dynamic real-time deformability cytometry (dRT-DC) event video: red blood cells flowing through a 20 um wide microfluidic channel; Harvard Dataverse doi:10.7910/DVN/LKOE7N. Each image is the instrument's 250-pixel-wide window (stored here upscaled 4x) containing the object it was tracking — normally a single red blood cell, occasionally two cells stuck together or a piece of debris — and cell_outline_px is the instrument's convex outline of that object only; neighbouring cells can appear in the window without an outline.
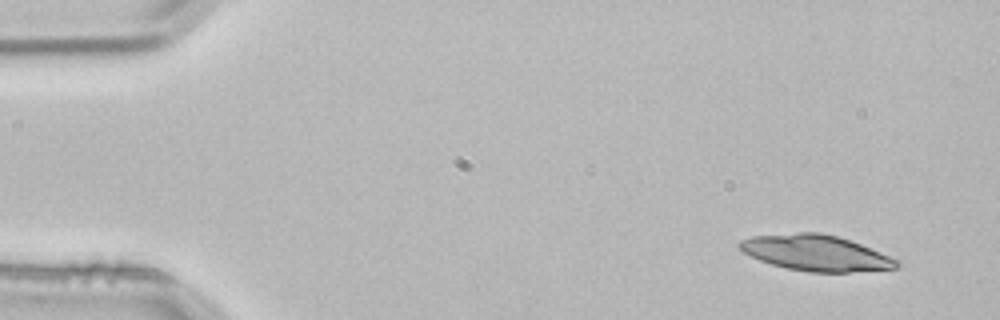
{"species": "common noctule bat (a hibernating species)", "species_latin": "Nyctalus noctula", "temperature_condition": "room temperature", "stored_images_in_passage": 4, "segment_of_instrument_passage": [1, 2], "camera_frame_rate_fps": 3000, "um_per_image_px": 0.085, "animal": {"sex": "male", "body_mass_g": 21.5, "forearm_length_mm": 52.0}, "frame": {"image": 1, "passage_image": 1, "time_ms": 0.0, "image_size_px": [1000, 320], "cell_outline_px": [[900, 264], [896, 268], [848, 272], [808, 272], [788, 268], [772, 264], [760, 260], [744, 252], [736, 244], [740, 240], [752, 236], [800, 232], [820, 232], [836, 236], [860, 244], [888, 256], [896, 260]], "centroid_in_image_um": [69.3, 21.49], "position_along_channel_um": 15.7, "area_um2": 32.31}}